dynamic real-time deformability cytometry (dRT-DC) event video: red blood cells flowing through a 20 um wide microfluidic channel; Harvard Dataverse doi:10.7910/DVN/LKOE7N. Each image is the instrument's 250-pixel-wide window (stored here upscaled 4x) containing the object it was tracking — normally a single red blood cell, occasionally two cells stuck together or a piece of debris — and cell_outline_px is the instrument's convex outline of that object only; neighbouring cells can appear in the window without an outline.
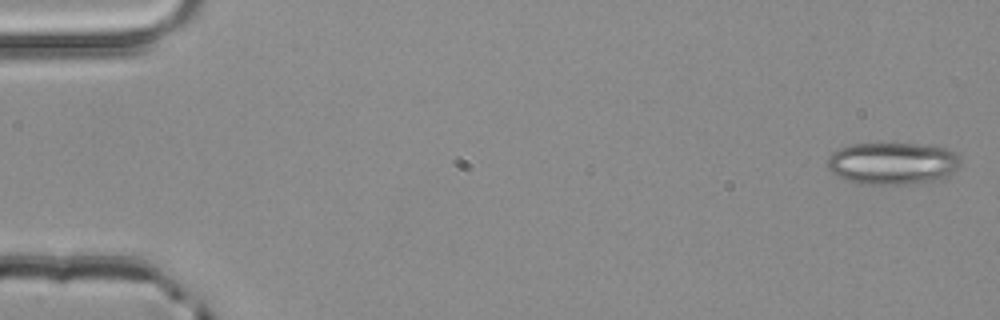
{"species": "common noctule bat (a hibernating species)", "species_latin": "Nyctalus noctula", "temperature_condition": "room temperature", "stored_images_in_passage": 4, "camera_frame_rate_fps": 3000, "um_per_image_px": 0.085, "animal": {"sex": "male", "body_mass_g": 20.4}, "frame": {"image": 1, "passage_image": 1, "time_ms": 0.0, "image_size_px": [1000, 320], "cell_outline_px": [[960, 164], [944, 180], [904, 184], [860, 184], [836, 176], [828, 168], [828, 156], [832, 152], [840, 148], [852, 144], [916, 144], [944, 148], [960, 156]], "centroid_in_image_um": [75.86, 13.9], "position_along_channel_um": 9.1, "area_um2": 32.66}}